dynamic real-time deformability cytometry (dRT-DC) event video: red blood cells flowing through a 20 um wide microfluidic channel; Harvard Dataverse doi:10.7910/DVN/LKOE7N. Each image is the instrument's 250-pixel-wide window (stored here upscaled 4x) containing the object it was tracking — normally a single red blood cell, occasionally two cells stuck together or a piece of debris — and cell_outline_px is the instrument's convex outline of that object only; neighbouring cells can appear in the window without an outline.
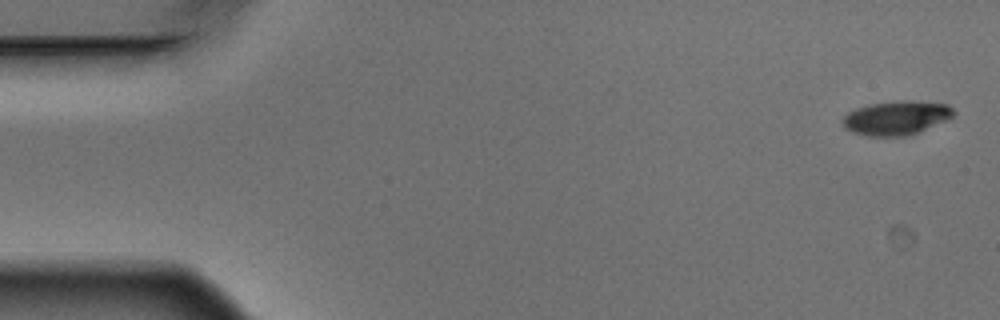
{"species": "Egyptian fruit bat (a non-hibernating species)", "species_latin": "Rousettus aegyptiacus", "temperature_condition": "warm", "stored_images_in_passage": 5, "camera_frame_rate_fps": 3000, "um_per_image_px": 0.085, "animal": {"sex": "male"}, "frame": {"image": 1, "passage_image": 1, "time_ms": 0.0, "image_size_px": [1000, 320], "cell_outline_px": [[956, 112], [952, 116], [944, 120], [908, 136], [868, 136], [852, 132], [844, 128], [840, 120], [848, 112], [856, 108], [868, 104], [900, 100], [912, 100], [948, 104]], "centroid_in_image_um": [76.13, 10.01], "position_along_channel_um": 8.9, "area_um2": 22.02}}
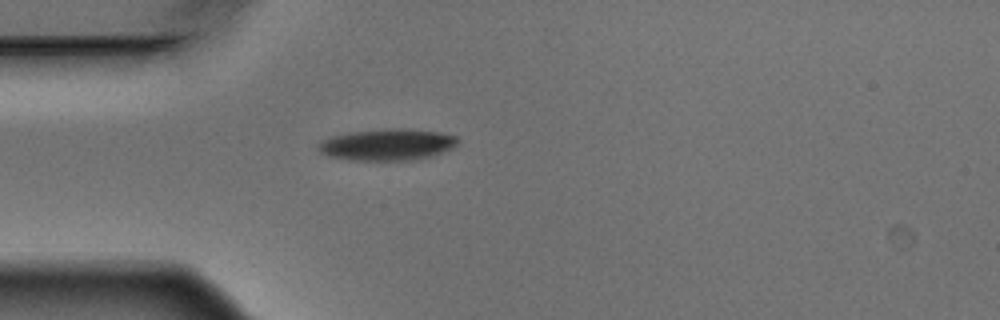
{"frame": {"image": 2, "passage_image": 5, "time_ms": 1.333, "image_size_px": [1000, 320], "cell_outline_px": [[460, 140], [452, 148], [432, 156], [412, 160], [348, 160], [328, 156], [320, 152], [316, 148], [324, 140], [332, 136], [352, 132], [392, 128], [400, 128], [436, 132], [456, 136]], "centroid_in_image_um": [32.92, 12.3], "position_along_channel_um": 52.1, "area_um2": 25.37}}